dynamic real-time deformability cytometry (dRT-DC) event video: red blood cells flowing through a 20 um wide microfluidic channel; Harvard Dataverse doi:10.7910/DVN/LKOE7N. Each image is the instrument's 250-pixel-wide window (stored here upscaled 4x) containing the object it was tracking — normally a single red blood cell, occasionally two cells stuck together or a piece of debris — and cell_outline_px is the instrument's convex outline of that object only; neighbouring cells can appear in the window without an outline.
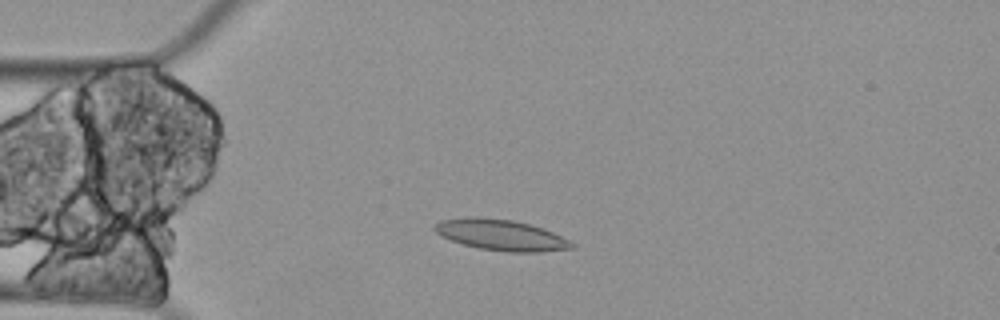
{"species": "Egyptian fruit bat (a non-hibernating species)", "species_latin": "Rousettus aegyptiacus", "temperature_condition": "cold", "stored_images_in_passage": 7, "camera_frame_rate_fps": 3000, "um_per_image_px": 0.085, "animal": {"sex": "female"}, "frame": {"image": 1, "passage_image": 5, "time_ms": 1.333, "image_size_px": [1000, 320], "cell_outline_px": [[576, 248], [540, 252], [508, 252], [480, 248], [464, 244], [440, 236], [432, 228], [440, 220], [472, 216], [476, 216], [512, 220], [544, 228], [576, 244]], "centroid_in_image_um": [42.59, 19.97], "position_along_channel_um": 42.4, "area_um2": 24.68}}
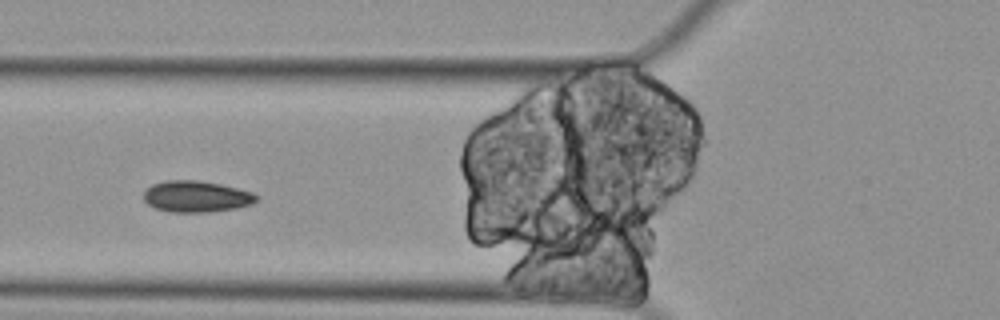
{"frame": {"image": 2, "passage_image": 7, "time_ms": 2.0, "image_size_px": [1000, 320], "cell_outline_px": [[260, 196], [252, 204], [236, 208], [208, 212], [168, 212], [156, 208], [148, 204], [144, 200], [144, 192], [152, 184], [164, 180], [196, 180], [220, 184], [252, 192]], "centroid_in_image_um": [16.68, 16.7], "position_along_channel_um": 109.1, "area_um2": 20.58}}